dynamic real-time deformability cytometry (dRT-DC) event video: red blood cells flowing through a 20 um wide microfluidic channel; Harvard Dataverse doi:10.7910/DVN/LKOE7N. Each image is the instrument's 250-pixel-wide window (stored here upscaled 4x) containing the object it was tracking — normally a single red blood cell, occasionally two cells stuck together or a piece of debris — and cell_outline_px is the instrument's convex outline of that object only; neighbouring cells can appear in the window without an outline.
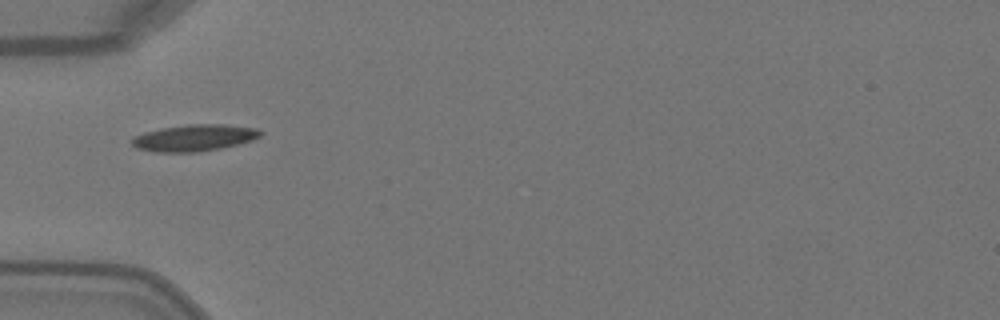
{"species": "Egyptian fruit bat (a non-hibernating species)", "species_latin": "Rousettus aegyptiacus", "temperature_condition": "warm", "stored_images_in_passage": 4, "camera_frame_rate_fps": 3000, "um_per_image_px": 0.085, "animal": {"sex": "female"}, "frame": {"image": 1, "passage_image": 4, "time_ms": 1.0, "image_size_px": [1000, 320], "cell_outline_px": [[264, 132], [260, 136], [252, 140], [220, 148], [200, 152], [156, 152], [136, 148], [132, 144], [132, 136], [144, 132], [160, 128], [188, 124], [224, 124], [256, 128]], "centroid_in_image_um": [16.49, 11.71], "position_along_channel_um": 68.5, "area_um2": 20.0}}